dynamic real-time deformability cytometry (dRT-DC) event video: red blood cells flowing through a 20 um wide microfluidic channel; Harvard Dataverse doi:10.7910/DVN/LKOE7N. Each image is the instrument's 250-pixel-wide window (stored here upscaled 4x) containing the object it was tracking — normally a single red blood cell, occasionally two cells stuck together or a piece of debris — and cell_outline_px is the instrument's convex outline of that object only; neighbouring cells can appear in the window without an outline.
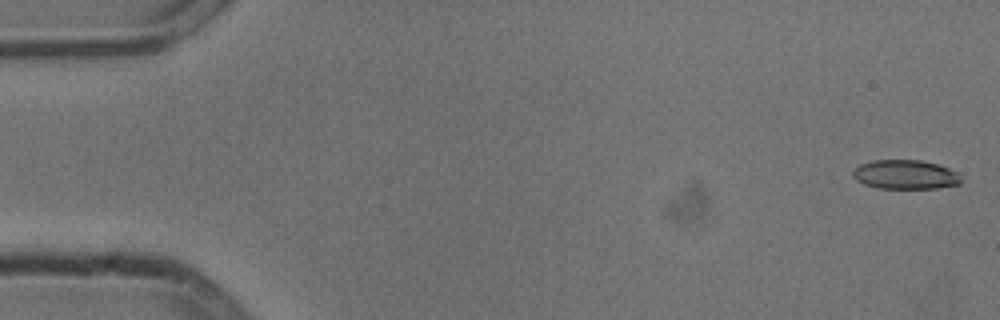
{"species": "common noctule bat (a hibernating species)", "species_latin": "Nyctalus noctula", "temperature_condition": "cold", "stored_images_in_passage": 5, "camera_frame_rate_fps": 3000, "um_per_image_px": 0.085, "animal": {"sex": "male", "body_mass_g": 13.3}, "frame": {"image": 1, "passage_image": 1, "time_ms": 0.0, "image_size_px": [1000, 320], "cell_outline_px": [[960, 184], [936, 188], [876, 188], [864, 184], [856, 180], [852, 176], [852, 172], [860, 164], [872, 160], [920, 160], [936, 164], [948, 168], [956, 172], [960, 176]], "centroid_in_image_um": [76.92, 14.84], "position_along_channel_um": 8.1, "area_um2": 18.32}}
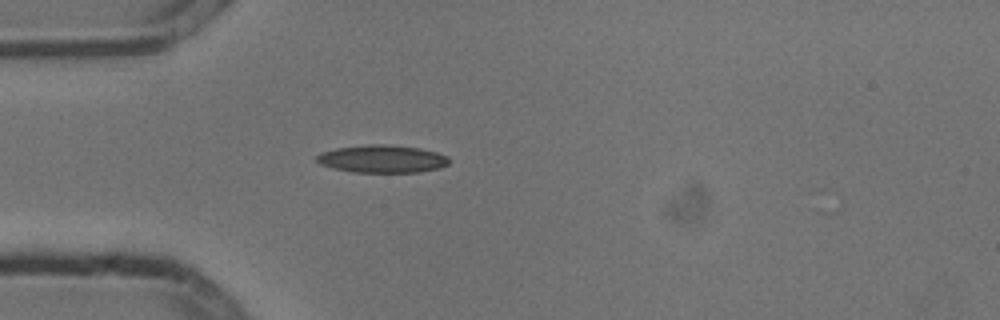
{"frame": {"image": 2, "passage_image": 5, "time_ms": 1.333, "image_size_px": [1000, 320], "cell_outline_px": [[448, 164], [440, 168], [420, 172], [352, 172], [332, 168], [320, 164], [316, 160], [316, 156], [320, 152], [336, 148], [368, 144], [388, 144], [420, 148], [436, 152], [448, 156]], "centroid_in_image_um": [32.47, 13.5], "position_along_channel_um": 52.5, "area_um2": 21.5}}